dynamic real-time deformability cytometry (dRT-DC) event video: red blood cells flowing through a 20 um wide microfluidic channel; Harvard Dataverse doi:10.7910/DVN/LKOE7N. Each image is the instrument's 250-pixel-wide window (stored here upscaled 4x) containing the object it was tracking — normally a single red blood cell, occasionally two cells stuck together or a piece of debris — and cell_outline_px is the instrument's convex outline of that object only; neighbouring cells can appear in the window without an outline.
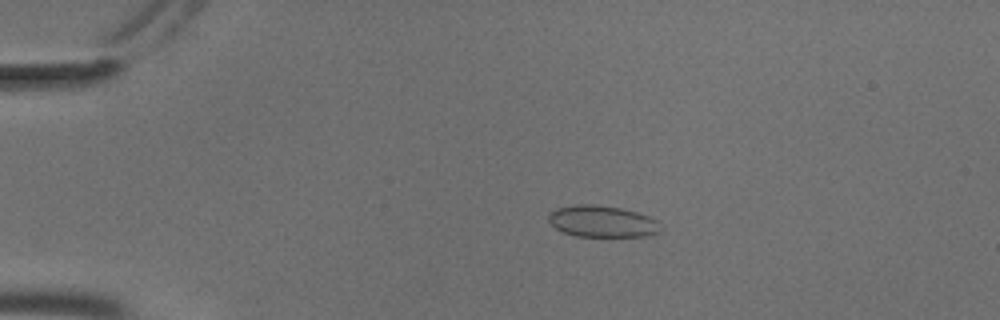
{"species": "common noctule bat (a hibernating species)", "species_latin": "Nyctalus noctula", "temperature_condition": "cold", "stored_images_in_passage": 54, "camera_frame_rate_fps": 3000, "um_per_image_px": 0.085, "animal": {"sex": "male", "body_mass_g": 18.8}, "frame": {"image": 1, "passage_image": 11, "time_ms": 3.333, "image_size_px": [1000, 320], "cell_outline_px": [[660, 232], [652, 236], [576, 236], [564, 232], [556, 228], [548, 220], [548, 216], [556, 208], [576, 204], [596, 204], [620, 208], [636, 212], [648, 216], [656, 220]], "centroid_in_image_um": [51.18, 18.82], "position_along_channel_um": 33.8, "area_um2": 20.46}}
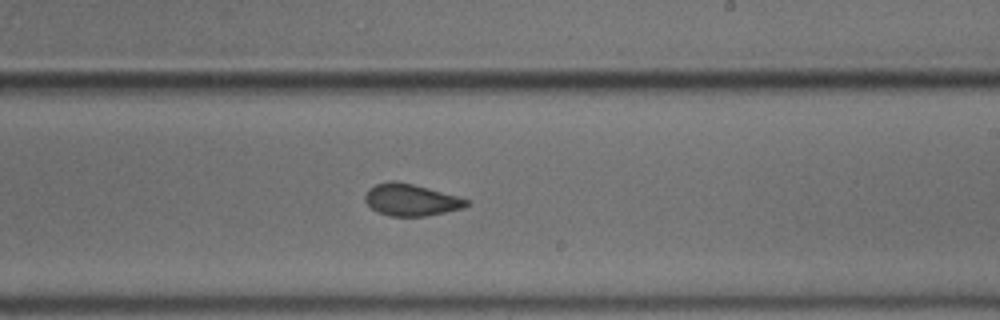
{"frame": {"image": 2, "passage_image": 33, "time_ms": 10.667, "image_size_px": [1000, 320], "cell_outline_px": [[468, 204], [464, 208], [428, 216], [388, 216], [376, 212], [364, 200], [364, 196], [368, 188], [376, 184], [392, 180], [412, 184], [428, 188], [456, 196], [468, 200]], "centroid_in_image_um": [34.89, 17.0], "position_along_channel_um": 254.1, "area_um2": 18.79}}
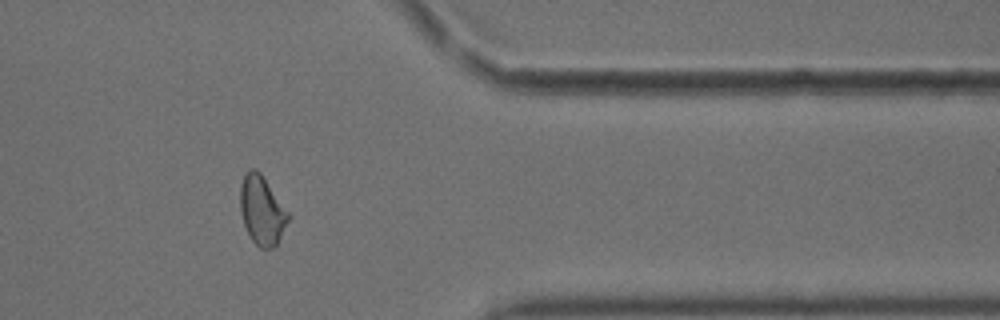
{"frame": {"image": 3, "passage_image": 45, "time_ms": 14.667, "image_size_px": [1000, 320], "cell_outline_px": [[288, 220], [276, 244], [272, 248], [260, 248], [252, 240], [244, 224], [240, 208], [240, 184], [244, 172], [248, 168], [256, 168], [260, 172], [288, 212]], "centroid_in_image_um": [22.22, 17.83], "position_along_channel_um": 389.2, "area_um2": 18.96}, "authors_computed_cell_mechanics": {"area_um2": 19.1607, "velocity_mm_per_s": 3.7053, "shape_relaxation_time_tau1_ms": null, "shape_relaxation_time_tau2_ms": 1.0756, "deformation_change_tau1": null, "deformation_change_tau2": 0.0507}}